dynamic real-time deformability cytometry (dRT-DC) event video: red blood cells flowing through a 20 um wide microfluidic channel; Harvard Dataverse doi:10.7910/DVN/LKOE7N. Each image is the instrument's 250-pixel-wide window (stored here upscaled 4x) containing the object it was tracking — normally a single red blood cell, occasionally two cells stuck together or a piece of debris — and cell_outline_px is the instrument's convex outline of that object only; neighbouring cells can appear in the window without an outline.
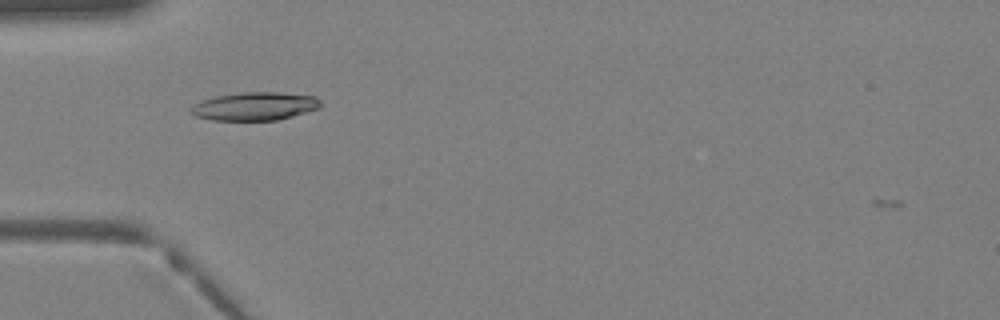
{"species": "Egyptian fruit bat (a non-hibernating species)", "species_latin": "Rousettus aegyptiacus", "temperature_condition": "warm", "stored_images_in_passage": 30, "camera_frame_rate_fps": 3000, "um_per_image_px": 0.085, "animal": {"sex": "female"}, "frame": {"image": 1, "passage_image": 3, "time_ms": 0.667, "image_size_px": [1000, 320], "cell_outline_px": [[320, 108], [292, 116], [276, 120], [212, 120], [196, 116], [192, 112], [192, 108], [200, 100], [216, 96], [240, 92], [280, 92], [316, 96], [320, 100]], "centroid_in_image_um": [21.69, 9.02], "position_along_channel_um": 63.3, "area_um2": 21.21}}
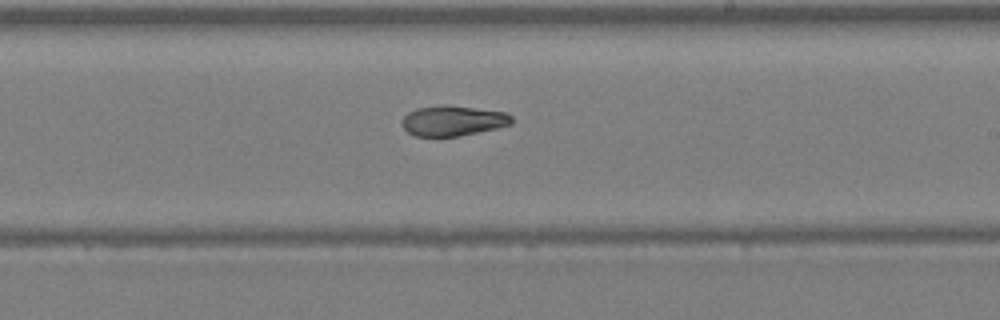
{"frame": {"image": 2, "passage_image": 14, "time_ms": 4.333, "image_size_px": [1000, 320], "cell_outline_px": [[512, 124], [496, 128], [460, 136], [412, 136], [400, 124], [400, 120], [408, 112], [416, 108], [472, 108], [504, 112], [512, 116]], "centroid_in_image_um": [38.47, 10.32], "position_along_channel_um": 250.5, "area_um2": 18.55}}
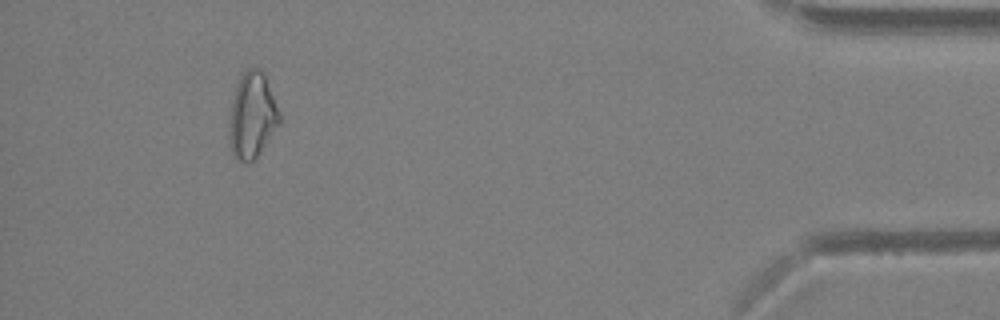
{"frame": {"image": 3, "passage_image": 27, "time_ms": 8.667, "image_size_px": [1000, 320], "cell_outline_px": [[280, 124], [260, 152], [252, 160], [236, 160], [232, 156], [228, 144], [228, 124], [232, 100], [236, 84], [240, 76], [248, 68], [260, 68], [264, 72], [280, 112]], "centroid_in_image_um": [21.41, 9.81], "position_along_channel_um": 413.8, "area_um2": 25.43}}